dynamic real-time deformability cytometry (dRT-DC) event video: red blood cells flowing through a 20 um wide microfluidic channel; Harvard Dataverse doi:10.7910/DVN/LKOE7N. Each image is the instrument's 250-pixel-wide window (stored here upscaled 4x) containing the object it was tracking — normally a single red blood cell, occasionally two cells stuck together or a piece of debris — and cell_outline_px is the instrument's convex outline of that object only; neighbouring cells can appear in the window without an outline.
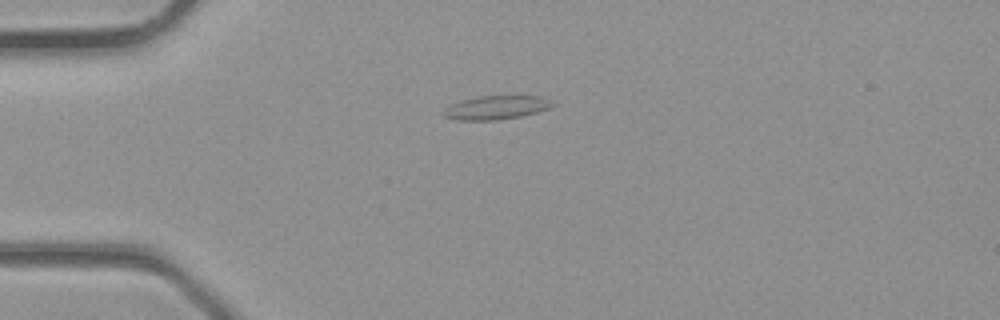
{"species": "common noctule bat (a hibernating species)", "species_latin": "Nyctalus noctula", "temperature_condition": "room temperature", "stored_images_in_passage": 3, "camera_frame_rate_fps": 3000, "um_per_image_px": 0.085, "animal": {"sex": "male", "body_mass_g": 23.1, "forearm_length_mm": 52.7}, "frame": {"image": 1, "passage_image": 3, "time_ms": 0.667, "image_size_px": [1000, 320], "cell_outline_px": [[556, 104], [548, 108], [536, 112], [520, 116], [500, 120], [456, 120], [444, 116], [444, 108], [460, 100], [480, 96], [540, 96]], "centroid_in_image_um": [42.15, 9.14], "position_along_channel_um": 42.9, "area_um2": 14.91}}